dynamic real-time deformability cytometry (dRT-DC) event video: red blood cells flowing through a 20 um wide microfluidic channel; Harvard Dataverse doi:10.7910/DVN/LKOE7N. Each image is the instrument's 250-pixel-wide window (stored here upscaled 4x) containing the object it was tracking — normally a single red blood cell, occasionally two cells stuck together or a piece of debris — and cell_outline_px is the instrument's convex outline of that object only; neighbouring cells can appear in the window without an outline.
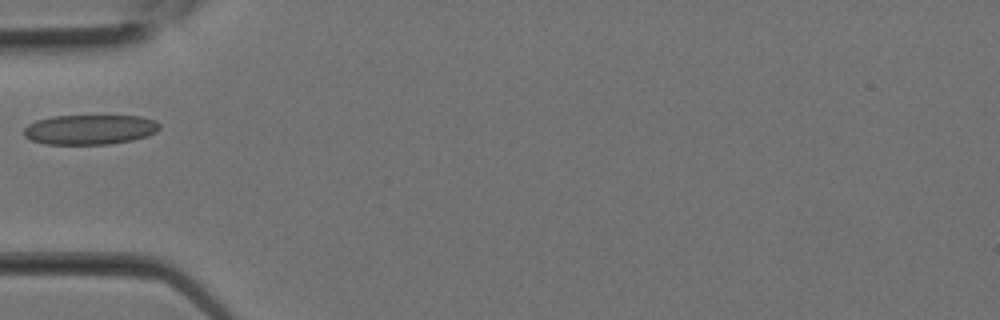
{"species": "Egyptian fruit bat (a non-hibernating species)", "species_latin": "Rousettus aegyptiacus", "temperature_condition": "room temperature", "stored_images_in_passage": 8, "camera_frame_rate_fps": 3000, "um_per_image_px": 0.085, "animal": {"sex": "female"}, "frame": {"image": 1, "passage_image": 1, "time_ms": 0.0, "image_size_px": [1000, 320], "cell_outline_px": [[160, 128], [156, 132], [148, 136], [132, 140], [108, 144], [44, 144], [32, 140], [24, 136], [24, 128], [28, 124], [36, 120], [52, 116], [140, 116], [156, 120], [160, 124]], "centroid_in_image_um": [7.65, 11.01], "position_along_channel_um": 77.4, "area_um2": 23.7}}
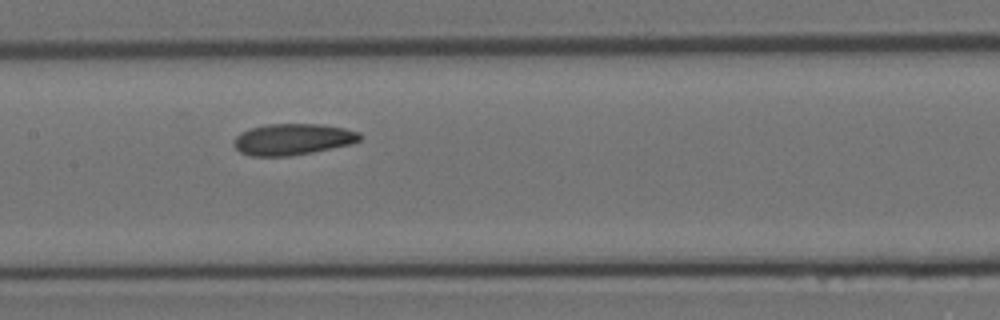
{"frame": {"image": 2, "passage_image": 5, "time_ms": 1.333, "image_size_px": [1000, 320], "cell_outline_px": [[360, 140], [352, 144], [312, 152], [288, 156], [248, 156], [240, 152], [236, 148], [236, 136], [240, 132], [252, 128], [268, 124], [320, 124], [344, 128], [360, 132]], "centroid_in_image_um": [24.9, 11.84], "position_along_channel_um": 182.5, "area_um2": 22.83}}
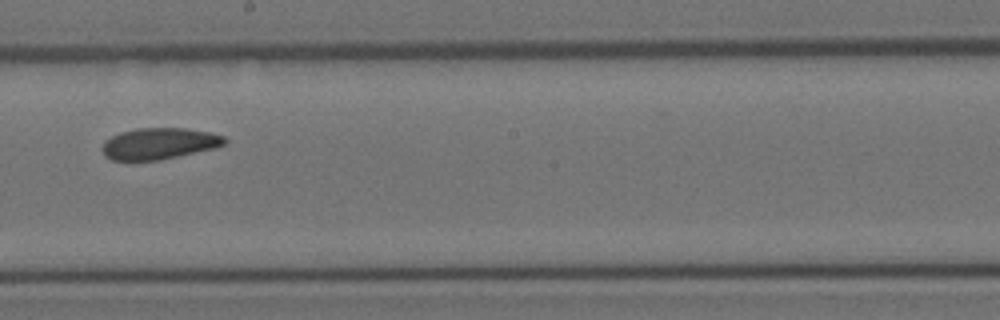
{"frame": {"image": 3, "passage_image": 7, "time_ms": 2.0, "image_size_px": [1000, 320], "cell_outline_px": [[228, 140], [224, 144], [216, 148], [160, 160], [112, 160], [104, 156], [100, 148], [104, 140], [120, 132], [136, 128], [184, 128], [208, 132], [224, 136]], "centroid_in_image_um": [13.5, 12.2], "position_along_channel_um": 234.7, "area_um2": 22.54}}